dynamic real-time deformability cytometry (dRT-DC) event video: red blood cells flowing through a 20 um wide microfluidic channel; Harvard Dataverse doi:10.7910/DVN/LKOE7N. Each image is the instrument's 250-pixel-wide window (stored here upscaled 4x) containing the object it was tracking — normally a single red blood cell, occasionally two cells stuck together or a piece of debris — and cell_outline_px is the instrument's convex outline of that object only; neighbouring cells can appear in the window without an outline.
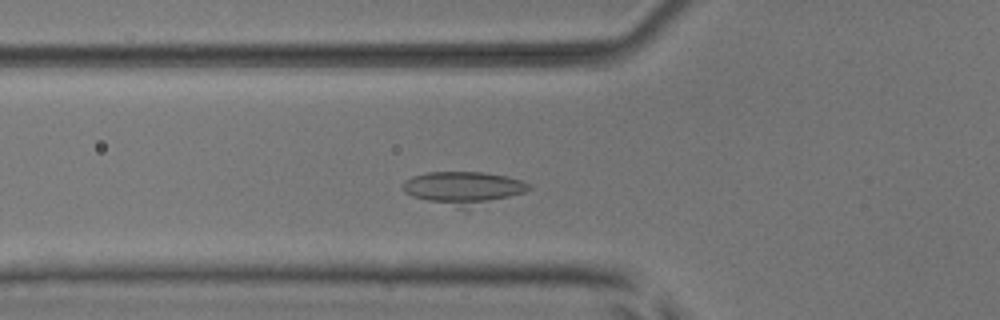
{"species": "common noctule bat (a hibernating species)", "species_latin": "Nyctalus noctula", "temperature_condition": "room temperature", "stored_images_in_passage": 17, "camera_frame_rate_fps": 3000, "um_per_image_px": 0.085, "animal": {"sex": "male", "body_mass_g": 17.9, "forearm_length_mm": 54.2}, "frame": {"image": 1, "passage_image": 2, "time_ms": 0.333, "image_size_px": [1000, 320], "cell_outline_px": [[532, 188], [524, 192], [468, 212], [412, 196], [404, 192], [400, 188], [400, 184], [404, 180], [412, 176], [428, 172], [484, 172], [508, 176], [524, 180], [532, 184]], "centroid_in_image_um": [39.42, 16.02], "position_along_channel_um": 86.4, "area_um2": 25.43}}
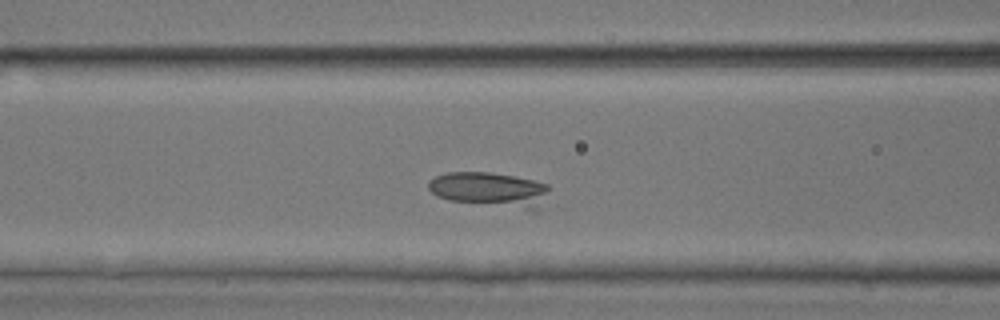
{"frame": {"image": 2, "passage_image": 5, "time_ms": 1.333, "image_size_px": [1000, 320], "cell_outline_px": [[548, 188], [540, 208], [536, 212], [532, 212], [448, 200], [436, 196], [428, 188], [428, 180], [436, 176], [448, 172], [488, 172], [512, 176], [532, 180], [548, 184]], "centroid_in_image_um": [41.64, 16.15], "position_along_channel_um": 125.0, "area_um2": 24.91}}